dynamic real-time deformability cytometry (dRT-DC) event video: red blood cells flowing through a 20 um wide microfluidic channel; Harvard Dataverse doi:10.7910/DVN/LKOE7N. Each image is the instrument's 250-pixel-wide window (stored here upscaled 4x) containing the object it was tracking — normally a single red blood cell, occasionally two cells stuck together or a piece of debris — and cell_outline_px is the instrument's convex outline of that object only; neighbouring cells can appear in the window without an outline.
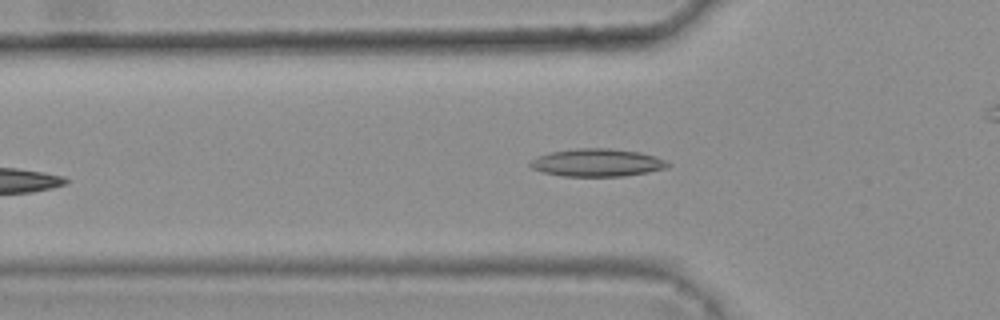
{"species": "common noctule bat (a hibernating species)", "species_latin": "Nyctalus noctula", "temperature_condition": "warm", "stored_images_in_passage": 5, "camera_frame_rate_fps": 3000, "um_per_image_px": 0.085, "animal": {"sex": "female", "body_mass_g": 25.1}, "frame": {"image": 1, "passage_image": 5, "time_ms": 1.333, "image_size_px": [1000, 320], "cell_outline_px": [[672, 164], [668, 168], [648, 172], [624, 176], [560, 176], [544, 172], [532, 168], [528, 164], [536, 156], [548, 152], [576, 148], [608, 148], [640, 152], [656, 156], [668, 160]], "centroid_in_image_um": [50.79, 13.82], "position_along_channel_um": 75.0, "area_um2": 22.54}}